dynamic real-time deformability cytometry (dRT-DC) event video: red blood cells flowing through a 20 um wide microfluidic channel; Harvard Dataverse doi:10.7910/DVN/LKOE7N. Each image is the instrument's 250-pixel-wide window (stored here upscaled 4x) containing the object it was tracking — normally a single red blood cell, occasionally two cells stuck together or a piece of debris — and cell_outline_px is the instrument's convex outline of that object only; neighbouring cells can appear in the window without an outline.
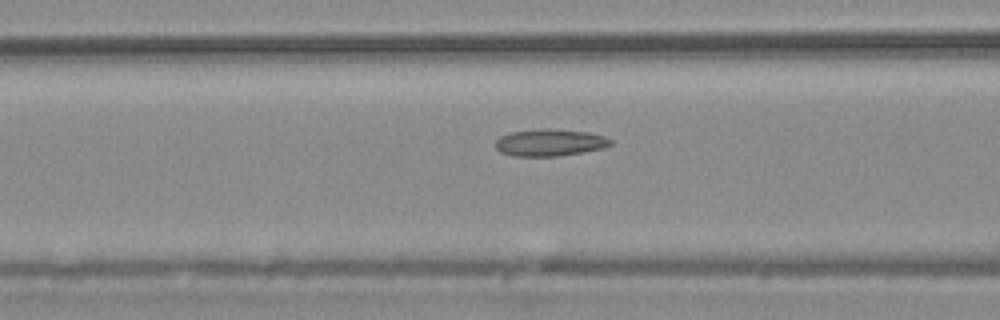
{"species": "common noctule bat (a hibernating species)", "species_latin": "Nyctalus noctula", "temperature_condition": "warm", "stored_images_in_passage": 40, "camera_frame_rate_fps": 3000, "um_per_image_px": 0.085, "animal": {"sex": "male", "body_mass_g": 20.4}, "frame": {"image": 1, "passage_image": 8, "time_ms": 2.333, "image_size_px": [1000, 320], "cell_outline_px": [[612, 144], [604, 148], [556, 156], [512, 156], [500, 152], [496, 148], [496, 140], [500, 136], [512, 132], [544, 128], [548, 128], [588, 132], [604, 136], [612, 140]], "centroid_in_image_um": [46.73, 12.11], "position_along_channel_um": 119.9, "area_um2": 18.03}}
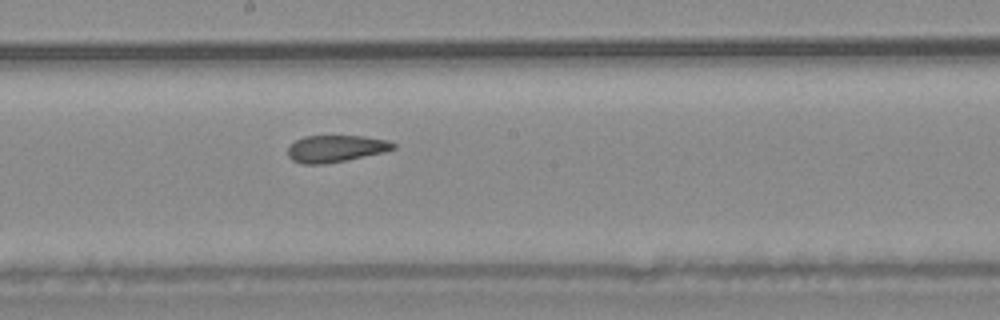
{"frame": {"image": 2, "passage_image": 16, "time_ms": 5.0, "image_size_px": [1000, 320], "cell_outline_px": [[396, 148], [384, 152], [324, 164], [304, 164], [292, 160], [288, 156], [288, 148], [296, 140], [304, 136], [364, 136], [388, 140], [396, 144]], "centroid_in_image_um": [28.55, 12.62], "position_along_channel_um": 219.7, "area_um2": 16.42}}
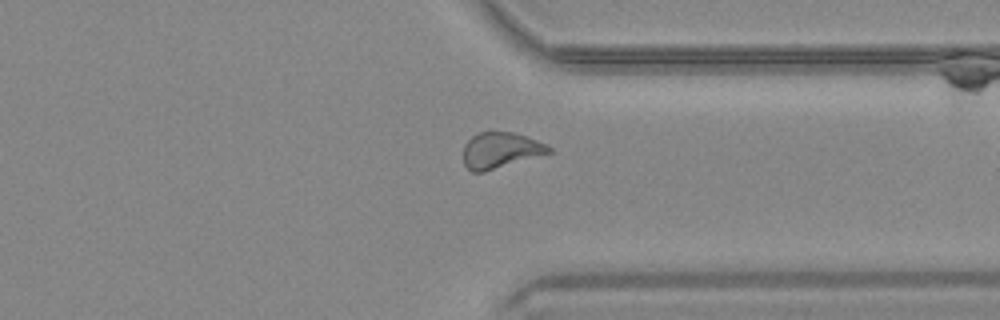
{"frame": {"image": 3, "passage_image": 28, "time_ms": 9.0, "image_size_px": [1000, 320], "cell_outline_px": [[552, 152], [484, 172], [472, 172], [464, 164], [464, 144], [472, 136], [480, 132], [512, 132], [548, 144], [552, 148]], "centroid_in_image_um": [42.54, 12.78], "position_along_channel_um": 368.9, "area_um2": 17.74}, "authors_computed_cell_mechanics": {"area_um2": 17.8602, "velocity_mm_per_s": 3.738, "shape_relaxation_time_tau1_ms": null, "shape_relaxation_time_tau2_ms": 3.44, "deformation_change_tau1": null, "deformation_change_tau2": 0.107}}